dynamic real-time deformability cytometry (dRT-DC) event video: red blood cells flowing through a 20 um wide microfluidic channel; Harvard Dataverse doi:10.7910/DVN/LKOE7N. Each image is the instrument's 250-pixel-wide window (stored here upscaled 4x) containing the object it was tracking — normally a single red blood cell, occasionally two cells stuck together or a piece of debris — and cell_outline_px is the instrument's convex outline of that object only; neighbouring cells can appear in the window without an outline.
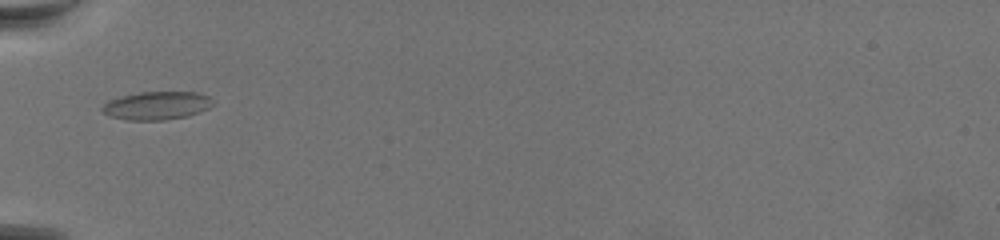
{"species": "common noctule bat (a hibernating species)", "species_latin": "Nyctalus noctula", "temperature_condition": "warm", "stored_images_in_passage": 44, "camera_frame_rate_fps": 3000, "um_per_image_px": 0.085, "animal": {"sex": "female", "body_mass_g": 19.5, "forearm_length_mm": 54.1}, "frame": {"image": 1, "passage_image": 1, "time_ms": 0.0, "image_size_px": [1000, 240], "cell_outline_px": [[212, 104], [208, 108], [200, 112], [188, 116], [164, 120], [124, 120], [112, 116], [104, 112], [100, 108], [108, 100], [120, 96], [140, 92], [196, 92], [208, 96], [212, 100]], "centroid_in_image_um": [13.31, 8.97], "position_along_channel_um": 71.7, "area_um2": 18.15}}